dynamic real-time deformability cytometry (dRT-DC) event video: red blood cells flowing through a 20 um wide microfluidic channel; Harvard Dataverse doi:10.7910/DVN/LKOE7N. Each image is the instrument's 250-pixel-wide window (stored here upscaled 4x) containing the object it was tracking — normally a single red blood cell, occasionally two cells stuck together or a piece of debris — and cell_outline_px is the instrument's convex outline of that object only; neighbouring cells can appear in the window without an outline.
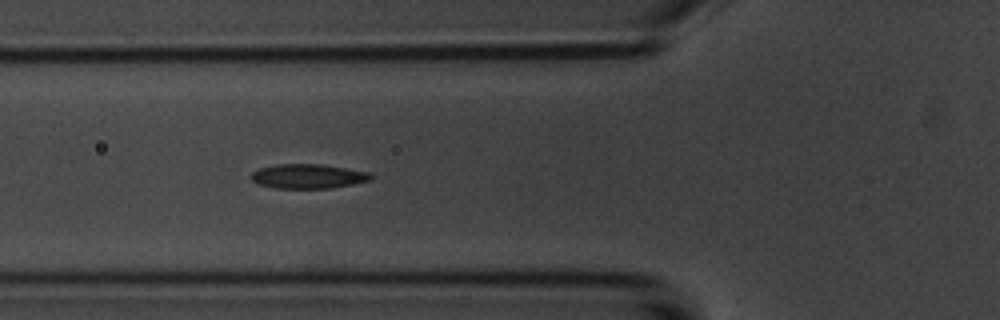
{"species": "common noctule bat (a hibernating species)", "species_latin": "Nyctalus noctula", "temperature_condition": "room temperature", "stored_images_in_passage": 6, "camera_frame_rate_fps": 3000, "um_per_image_px": 0.085, "animal": {"sex": "male", "body_mass_g": 20.1, "forearm_length_mm": 53.5}, "frame": {"image": 1, "passage_image": 6, "time_ms": 6.333, "image_size_px": [1000, 320], "cell_outline_px": [[376, 176], [372, 180], [332, 188], [276, 188], [260, 184], [252, 180], [248, 176], [252, 172], [260, 168], [276, 164], [324, 164], [372, 172]], "centroid_in_image_um": [26.25, 14.97], "position_along_channel_um": 99.5, "area_um2": 17.34}}